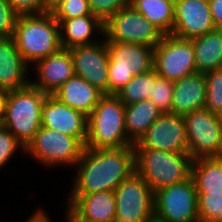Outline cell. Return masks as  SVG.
<instances>
[{"label":"cell","instance_id":"obj_18","mask_svg":"<svg viewBox=\"0 0 222 222\" xmlns=\"http://www.w3.org/2000/svg\"><path fill=\"white\" fill-rule=\"evenodd\" d=\"M35 65L39 79L30 84L48 95H52L74 75L70 49L61 48L58 52L38 60Z\"/></svg>","mask_w":222,"mask_h":222},{"label":"cell","instance_id":"obj_26","mask_svg":"<svg viewBox=\"0 0 222 222\" xmlns=\"http://www.w3.org/2000/svg\"><path fill=\"white\" fill-rule=\"evenodd\" d=\"M130 6L164 35L171 34L174 25L175 0H130Z\"/></svg>","mask_w":222,"mask_h":222},{"label":"cell","instance_id":"obj_34","mask_svg":"<svg viewBox=\"0 0 222 222\" xmlns=\"http://www.w3.org/2000/svg\"><path fill=\"white\" fill-rule=\"evenodd\" d=\"M18 16L8 0H0V37H13Z\"/></svg>","mask_w":222,"mask_h":222},{"label":"cell","instance_id":"obj_35","mask_svg":"<svg viewBox=\"0 0 222 222\" xmlns=\"http://www.w3.org/2000/svg\"><path fill=\"white\" fill-rule=\"evenodd\" d=\"M18 15L45 13V0H8Z\"/></svg>","mask_w":222,"mask_h":222},{"label":"cell","instance_id":"obj_14","mask_svg":"<svg viewBox=\"0 0 222 222\" xmlns=\"http://www.w3.org/2000/svg\"><path fill=\"white\" fill-rule=\"evenodd\" d=\"M70 54L73 59L74 74L108 95L109 55L105 38L92 45L70 48Z\"/></svg>","mask_w":222,"mask_h":222},{"label":"cell","instance_id":"obj_38","mask_svg":"<svg viewBox=\"0 0 222 222\" xmlns=\"http://www.w3.org/2000/svg\"><path fill=\"white\" fill-rule=\"evenodd\" d=\"M8 91L0 89V125H2L4 120V109H5V100Z\"/></svg>","mask_w":222,"mask_h":222},{"label":"cell","instance_id":"obj_15","mask_svg":"<svg viewBox=\"0 0 222 222\" xmlns=\"http://www.w3.org/2000/svg\"><path fill=\"white\" fill-rule=\"evenodd\" d=\"M214 29L208 0H175L171 35L191 40Z\"/></svg>","mask_w":222,"mask_h":222},{"label":"cell","instance_id":"obj_30","mask_svg":"<svg viewBox=\"0 0 222 222\" xmlns=\"http://www.w3.org/2000/svg\"><path fill=\"white\" fill-rule=\"evenodd\" d=\"M174 81L163 78L155 71V85L149 99L154 102L162 113H171Z\"/></svg>","mask_w":222,"mask_h":222},{"label":"cell","instance_id":"obj_27","mask_svg":"<svg viewBox=\"0 0 222 222\" xmlns=\"http://www.w3.org/2000/svg\"><path fill=\"white\" fill-rule=\"evenodd\" d=\"M155 85L154 68L146 73L134 76L116 96L125 104H133L149 99Z\"/></svg>","mask_w":222,"mask_h":222},{"label":"cell","instance_id":"obj_12","mask_svg":"<svg viewBox=\"0 0 222 222\" xmlns=\"http://www.w3.org/2000/svg\"><path fill=\"white\" fill-rule=\"evenodd\" d=\"M153 68L159 76L171 81L197 72L192 40L164 35L154 48Z\"/></svg>","mask_w":222,"mask_h":222},{"label":"cell","instance_id":"obj_37","mask_svg":"<svg viewBox=\"0 0 222 222\" xmlns=\"http://www.w3.org/2000/svg\"><path fill=\"white\" fill-rule=\"evenodd\" d=\"M44 210H37L35 211V213L29 217V220L27 219L26 222H51V220H49L50 218L48 217V215H46L45 212H43Z\"/></svg>","mask_w":222,"mask_h":222},{"label":"cell","instance_id":"obj_9","mask_svg":"<svg viewBox=\"0 0 222 222\" xmlns=\"http://www.w3.org/2000/svg\"><path fill=\"white\" fill-rule=\"evenodd\" d=\"M115 222H154V192L135 171L114 190Z\"/></svg>","mask_w":222,"mask_h":222},{"label":"cell","instance_id":"obj_6","mask_svg":"<svg viewBox=\"0 0 222 222\" xmlns=\"http://www.w3.org/2000/svg\"><path fill=\"white\" fill-rule=\"evenodd\" d=\"M108 95H116L134 76L153 69L154 48L142 44L107 42Z\"/></svg>","mask_w":222,"mask_h":222},{"label":"cell","instance_id":"obj_13","mask_svg":"<svg viewBox=\"0 0 222 222\" xmlns=\"http://www.w3.org/2000/svg\"><path fill=\"white\" fill-rule=\"evenodd\" d=\"M133 146L167 152H188L184 116L163 113Z\"/></svg>","mask_w":222,"mask_h":222},{"label":"cell","instance_id":"obj_4","mask_svg":"<svg viewBox=\"0 0 222 222\" xmlns=\"http://www.w3.org/2000/svg\"><path fill=\"white\" fill-rule=\"evenodd\" d=\"M135 149L136 172L153 192L191 176L192 157L188 152H167L150 148Z\"/></svg>","mask_w":222,"mask_h":222},{"label":"cell","instance_id":"obj_25","mask_svg":"<svg viewBox=\"0 0 222 222\" xmlns=\"http://www.w3.org/2000/svg\"><path fill=\"white\" fill-rule=\"evenodd\" d=\"M191 177L197 193H222V157L193 160Z\"/></svg>","mask_w":222,"mask_h":222},{"label":"cell","instance_id":"obj_21","mask_svg":"<svg viewBox=\"0 0 222 222\" xmlns=\"http://www.w3.org/2000/svg\"><path fill=\"white\" fill-rule=\"evenodd\" d=\"M52 95L88 117L104 94L87 80L74 74Z\"/></svg>","mask_w":222,"mask_h":222},{"label":"cell","instance_id":"obj_36","mask_svg":"<svg viewBox=\"0 0 222 222\" xmlns=\"http://www.w3.org/2000/svg\"><path fill=\"white\" fill-rule=\"evenodd\" d=\"M208 3L215 28L222 30V0H208Z\"/></svg>","mask_w":222,"mask_h":222},{"label":"cell","instance_id":"obj_40","mask_svg":"<svg viewBox=\"0 0 222 222\" xmlns=\"http://www.w3.org/2000/svg\"><path fill=\"white\" fill-rule=\"evenodd\" d=\"M66 221L67 222H86V221H73L68 215L66 216Z\"/></svg>","mask_w":222,"mask_h":222},{"label":"cell","instance_id":"obj_17","mask_svg":"<svg viewBox=\"0 0 222 222\" xmlns=\"http://www.w3.org/2000/svg\"><path fill=\"white\" fill-rule=\"evenodd\" d=\"M67 214L73 221L115 222L116 198L114 191L91 194H71Z\"/></svg>","mask_w":222,"mask_h":222},{"label":"cell","instance_id":"obj_33","mask_svg":"<svg viewBox=\"0 0 222 222\" xmlns=\"http://www.w3.org/2000/svg\"><path fill=\"white\" fill-rule=\"evenodd\" d=\"M19 146L22 151L25 150L13 134L3 125H0V168L11 159Z\"/></svg>","mask_w":222,"mask_h":222},{"label":"cell","instance_id":"obj_19","mask_svg":"<svg viewBox=\"0 0 222 222\" xmlns=\"http://www.w3.org/2000/svg\"><path fill=\"white\" fill-rule=\"evenodd\" d=\"M29 65L22 58L13 37H0V89L11 91L30 85Z\"/></svg>","mask_w":222,"mask_h":222},{"label":"cell","instance_id":"obj_32","mask_svg":"<svg viewBox=\"0 0 222 222\" xmlns=\"http://www.w3.org/2000/svg\"><path fill=\"white\" fill-rule=\"evenodd\" d=\"M52 14L55 19H71L93 15L90 11L88 0H65Z\"/></svg>","mask_w":222,"mask_h":222},{"label":"cell","instance_id":"obj_2","mask_svg":"<svg viewBox=\"0 0 222 222\" xmlns=\"http://www.w3.org/2000/svg\"><path fill=\"white\" fill-rule=\"evenodd\" d=\"M13 38L18 51L28 65L58 52L60 26L52 13L19 15Z\"/></svg>","mask_w":222,"mask_h":222},{"label":"cell","instance_id":"obj_11","mask_svg":"<svg viewBox=\"0 0 222 222\" xmlns=\"http://www.w3.org/2000/svg\"><path fill=\"white\" fill-rule=\"evenodd\" d=\"M85 147L74 137L42 127L23 152L46 166L76 165Z\"/></svg>","mask_w":222,"mask_h":222},{"label":"cell","instance_id":"obj_1","mask_svg":"<svg viewBox=\"0 0 222 222\" xmlns=\"http://www.w3.org/2000/svg\"><path fill=\"white\" fill-rule=\"evenodd\" d=\"M77 166L71 194L114 191L136 171L135 149L134 146L108 149L85 147Z\"/></svg>","mask_w":222,"mask_h":222},{"label":"cell","instance_id":"obj_16","mask_svg":"<svg viewBox=\"0 0 222 222\" xmlns=\"http://www.w3.org/2000/svg\"><path fill=\"white\" fill-rule=\"evenodd\" d=\"M88 117L47 95L41 107L42 127L76 138L84 147L87 139Z\"/></svg>","mask_w":222,"mask_h":222},{"label":"cell","instance_id":"obj_39","mask_svg":"<svg viewBox=\"0 0 222 222\" xmlns=\"http://www.w3.org/2000/svg\"><path fill=\"white\" fill-rule=\"evenodd\" d=\"M65 0H45V12L52 13Z\"/></svg>","mask_w":222,"mask_h":222},{"label":"cell","instance_id":"obj_29","mask_svg":"<svg viewBox=\"0 0 222 222\" xmlns=\"http://www.w3.org/2000/svg\"><path fill=\"white\" fill-rule=\"evenodd\" d=\"M199 222H222V193H197Z\"/></svg>","mask_w":222,"mask_h":222},{"label":"cell","instance_id":"obj_10","mask_svg":"<svg viewBox=\"0 0 222 222\" xmlns=\"http://www.w3.org/2000/svg\"><path fill=\"white\" fill-rule=\"evenodd\" d=\"M106 42L142 44L155 48L164 34L131 6L118 10L104 23Z\"/></svg>","mask_w":222,"mask_h":222},{"label":"cell","instance_id":"obj_23","mask_svg":"<svg viewBox=\"0 0 222 222\" xmlns=\"http://www.w3.org/2000/svg\"><path fill=\"white\" fill-rule=\"evenodd\" d=\"M162 114V111L150 99L125 105V130L127 138L133 144H136Z\"/></svg>","mask_w":222,"mask_h":222},{"label":"cell","instance_id":"obj_28","mask_svg":"<svg viewBox=\"0 0 222 222\" xmlns=\"http://www.w3.org/2000/svg\"><path fill=\"white\" fill-rule=\"evenodd\" d=\"M206 78L205 109L222 117V67L204 73Z\"/></svg>","mask_w":222,"mask_h":222},{"label":"cell","instance_id":"obj_22","mask_svg":"<svg viewBox=\"0 0 222 222\" xmlns=\"http://www.w3.org/2000/svg\"><path fill=\"white\" fill-rule=\"evenodd\" d=\"M60 26V42L62 48L92 45L101 40L91 38L93 31L104 34V23L94 15H86L71 19H56ZM95 29V30H94ZM93 40V41H92Z\"/></svg>","mask_w":222,"mask_h":222},{"label":"cell","instance_id":"obj_3","mask_svg":"<svg viewBox=\"0 0 222 222\" xmlns=\"http://www.w3.org/2000/svg\"><path fill=\"white\" fill-rule=\"evenodd\" d=\"M125 130V104L116 95L104 94L88 116L86 148L133 146Z\"/></svg>","mask_w":222,"mask_h":222},{"label":"cell","instance_id":"obj_7","mask_svg":"<svg viewBox=\"0 0 222 222\" xmlns=\"http://www.w3.org/2000/svg\"><path fill=\"white\" fill-rule=\"evenodd\" d=\"M197 191L188 179L154 192V222H199Z\"/></svg>","mask_w":222,"mask_h":222},{"label":"cell","instance_id":"obj_24","mask_svg":"<svg viewBox=\"0 0 222 222\" xmlns=\"http://www.w3.org/2000/svg\"><path fill=\"white\" fill-rule=\"evenodd\" d=\"M191 40L197 72L206 73L222 67L221 29H214Z\"/></svg>","mask_w":222,"mask_h":222},{"label":"cell","instance_id":"obj_5","mask_svg":"<svg viewBox=\"0 0 222 222\" xmlns=\"http://www.w3.org/2000/svg\"><path fill=\"white\" fill-rule=\"evenodd\" d=\"M47 95L31 84L7 93L2 125L24 148L34 139L42 126L41 107Z\"/></svg>","mask_w":222,"mask_h":222},{"label":"cell","instance_id":"obj_31","mask_svg":"<svg viewBox=\"0 0 222 222\" xmlns=\"http://www.w3.org/2000/svg\"><path fill=\"white\" fill-rule=\"evenodd\" d=\"M88 3L91 13L103 23L118 10L130 6V0H88Z\"/></svg>","mask_w":222,"mask_h":222},{"label":"cell","instance_id":"obj_8","mask_svg":"<svg viewBox=\"0 0 222 222\" xmlns=\"http://www.w3.org/2000/svg\"><path fill=\"white\" fill-rule=\"evenodd\" d=\"M188 153L193 160L222 157V117L207 109L184 115Z\"/></svg>","mask_w":222,"mask_h":222},{"label":"cell","instance_id":"obj_20","mask_svg":"<svg viewBox=\"0 0 222 222\" xmlns=\"http://www.w3.org/2000/svg\"><path fill=\"white\" fill-rule=\"evenodd\" d=\"M206 101V78L195 72L174 81L171 113L185 115L203 109Z\"/></svg>","mask_w":222,"mask_h":222}]
</instances>
